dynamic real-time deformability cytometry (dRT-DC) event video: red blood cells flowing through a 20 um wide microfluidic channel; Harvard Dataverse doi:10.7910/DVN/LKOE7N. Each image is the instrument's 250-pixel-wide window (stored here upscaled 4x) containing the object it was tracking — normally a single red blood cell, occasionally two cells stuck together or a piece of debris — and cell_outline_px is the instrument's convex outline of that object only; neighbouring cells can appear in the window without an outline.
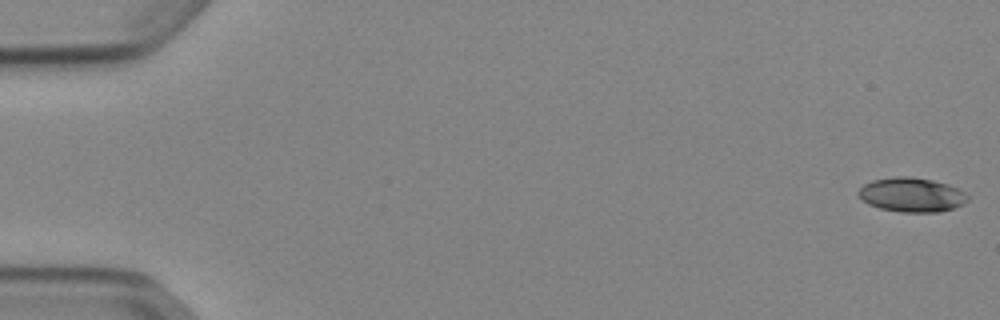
{"species": "Egyptian fruit bat (a non-hibernating species)", "species_latin": "Rousettus aegyptiacus", "temperature_condition": "cold", "stored_images_in_passage": 49, "camera_frame_rate_fps": 3000, "um_per_image_px": 0.085, "animal": {"sex": "female"}, "frame": {"image": 1, "passage_image": 1, "time_ms": 0.0, "image_size_px": [1000, 320], "cell_outline_px": [[968, 200], [964, 204], [940, 212], [900, 212], [880, 208], [868, 204], [856, 192], [864, 184], [872, 180], [896, 176], [912, 176], [932, 180], [948, 184], [960, 188], [968, 196]], "centroid_in_image_um": [77.51, 16.55], "position_along_channel_um": 7.5, "area_um2": 21.96}}
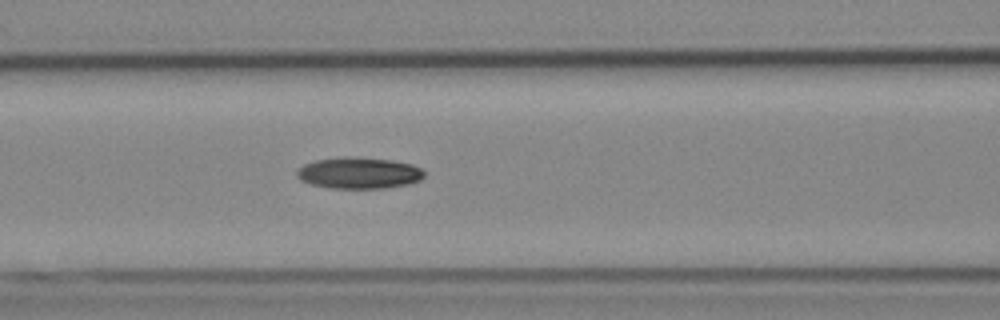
{"frame": {"image": 2, "passage_image": 23, "time_ms": 7.333, "image_size_px": [1000, 320], "cell_outline_px": [[424, 176], [420, 180], [408, 184], [384, 188], [328, 188], [312, 184], [300, 180], [296, 176], [296, 172], [304, 164], [316, 160], [392, 160], [412, 164], [420, 168], [424, 172]], "centroid_in_image_um": [30.53, 14.76], "position_along_channel_um": 136.1, "area_um2": 22.14}}
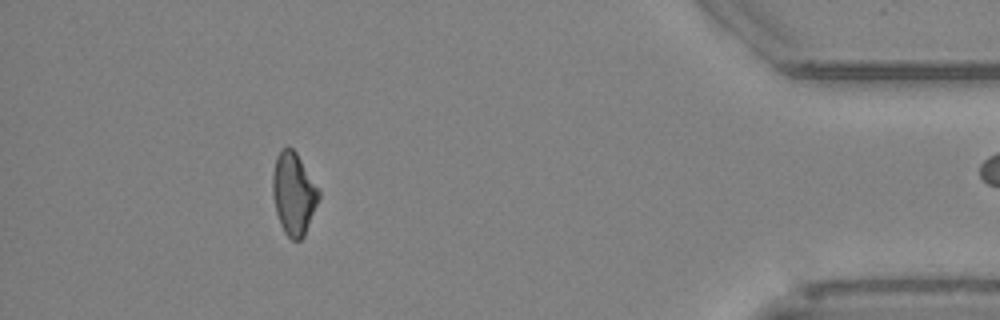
{"frame": {"image": 3, "passage_image": 48, "time_ms": 15.667, "image_size_px": [1000, 320], "cell_outline_px": [[320, 196], [304, 236], [300, 240], [292, 240], [284, 232], [280, 224], [276, 212], [272, 192], [272, 176], [276, 156], [280, 148], [292, 148], [296, 152], [320, 192]], "centroid_in_image_um": [24.94, 16.46], "position_along_channel_um": 410.3, "area_um2": 21.91}}